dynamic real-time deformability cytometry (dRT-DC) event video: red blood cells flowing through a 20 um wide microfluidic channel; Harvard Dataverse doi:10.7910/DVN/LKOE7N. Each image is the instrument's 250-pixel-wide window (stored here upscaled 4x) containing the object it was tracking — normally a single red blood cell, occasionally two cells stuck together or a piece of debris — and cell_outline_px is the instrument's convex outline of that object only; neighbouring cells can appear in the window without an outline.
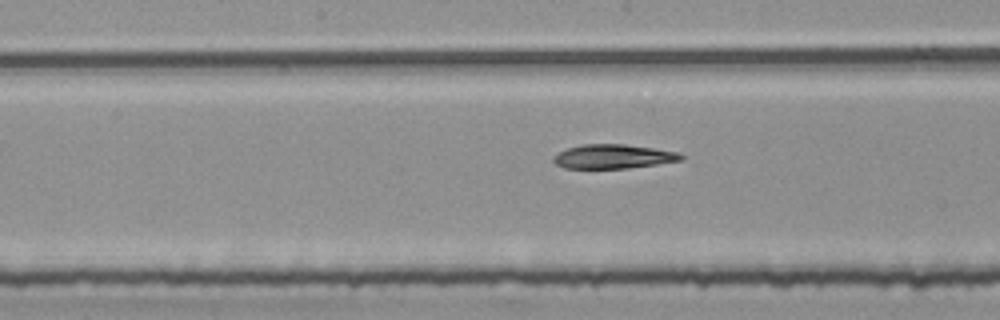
{"species": "common noctule bat (a hibernating species)", "species_latin": "Nyctalus noctula", "temperature_condition": "room temperature", "stored_images_in_passage": 18, "camera_frame_rate_fps": 3000, "um_per_image_px": 0.085, "animal": {"sex": "female", "body_mass_g": 25.1}, "frame": {"image": 1, "passage_image": 13, "time_ms": 4.0, "image_size_px": [1000, 320], "cell_outline_px": [[684, 160], [628, 168], [564, 168], [556, 164], [552, 160], [552, 156], [568, 148], [584, 144], [624, 144], [680, 152], [684, 156]], "centroid_in_image_um": [52.14, 13.3], "position_along_channel_um": 196.1, "area_um2": 17.92}}